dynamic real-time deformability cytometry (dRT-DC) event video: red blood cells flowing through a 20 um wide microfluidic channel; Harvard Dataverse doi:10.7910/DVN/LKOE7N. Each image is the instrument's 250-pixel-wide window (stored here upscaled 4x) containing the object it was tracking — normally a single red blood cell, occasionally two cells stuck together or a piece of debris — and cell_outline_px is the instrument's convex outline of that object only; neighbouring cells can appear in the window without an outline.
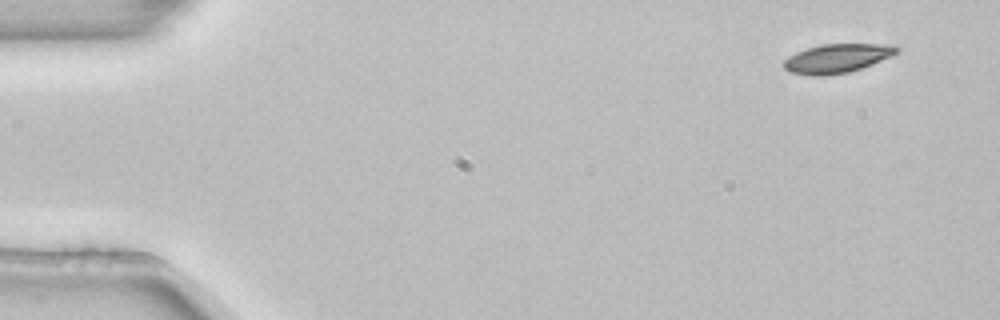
{"species": "common noctule bat (a hibernating species)", "species_latin": "Nyctalus noctula", "temperature_condition": "room temperature", "stored_images_in_passage": 3, "camera_frame_rate_fps": 3000, "um_per_image_px": 0.085, "animal": {"sex": "female", "body_mass_g": 22.7, "forearm_length_mm": 54.2}, "frame": {"image": 1, "passage_image": 1, "time_ms": 0.0, "image_size_px": [1000, 320], "cell_outline_px": [[900, 48], [892, 56], [872, 64], [848, 72], [824, 76], [812, 76], [788, 72], [784, 68], [784, 60], [788, 56], [796, 52], [820, 44], [896, 44]], "centroid_in_image_um": [71.14, 4.96], "position_along_channel_um": 13.9, "area_um2": 19.13}}